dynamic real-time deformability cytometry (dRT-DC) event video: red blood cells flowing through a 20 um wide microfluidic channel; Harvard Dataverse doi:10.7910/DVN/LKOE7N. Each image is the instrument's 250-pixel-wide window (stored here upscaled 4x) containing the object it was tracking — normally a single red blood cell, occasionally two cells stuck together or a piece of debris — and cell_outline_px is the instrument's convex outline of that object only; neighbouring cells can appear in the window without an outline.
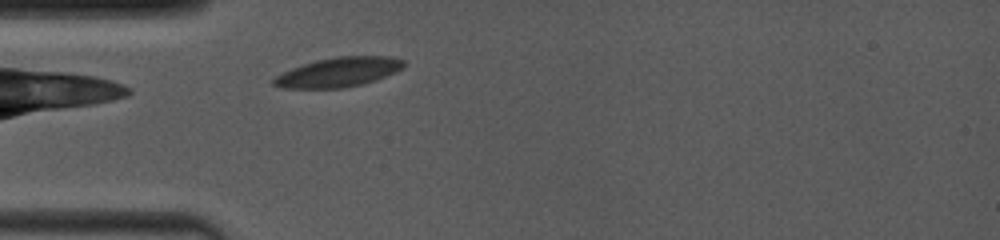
{"species": "common noctule bat (a hibernating species)", "species_latin": "Nyctalus noctula", "temperature_condition": "room temperature", "stored_images_in_passage": 14, "camera_frame_rate_fps": 4000, "um_per_image_px": 0.085, "animal": {"sex": "female", "body_mass_g": 19.0, "forearm_length_mm": 53.3}, "frame": {"image": 1, "passage_image": 2, "time_ms": 0.5, "image_size_px": [1000, 240], "cell_outline_px": [[404, 68], [396, 72], [376, 80], [344, 88], [284, 88], [272, 84], [272, 80], [276, 76], [292, 68], [316, 60], [336, 56], [388, 56], [404, 60]], "centroid_in_image_um": [28.8, 6.13], "position_along_channel_um": 56.2, "area_um2": 22.25}}
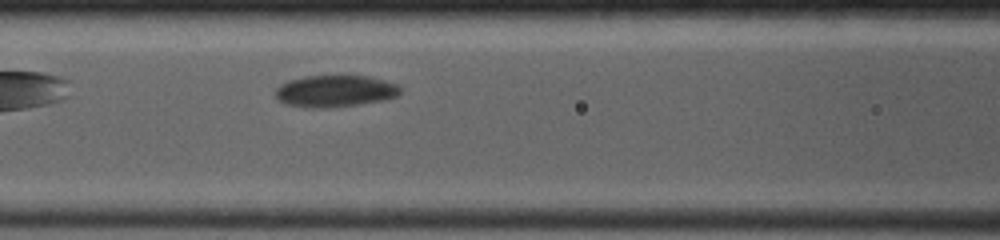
{"frame": {"image": 2, "passage_image": 7, "time_ms": 2.75, "image_size_px": [1000, 240], "cell_outline_px": [[400, 92], [396, 96], [384, 100], [360, 104], [332, 108], [308, 108], [288, 104], [280, 100], [276, 96], [276, 88], [280, 84], [288, 80], [304, 76], [368, 76], [400, 84]], "centroid_in_image_um": [28.5, 7.74], "position_along_channel_um": 138.1, "area_um2": 23.24}}
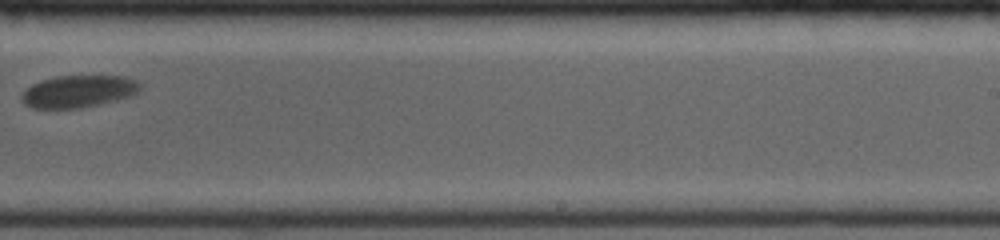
{"frame": {"image": 3, "passage_image": 14, "time_ms": 6.5, "image_size_px": [1000, 240], "cell_outline_px": [[140, 92], [132, 96], [100, 104], [80, 108], [32, 108], [24, 104], [20, 100], [20, 96], [32, 84], [40, 80], [56, 76], [124, 76], [136, 80], [140, 84]], "centroid_in_image_um": [6.67, 7.77], "position_along_channel_um": 282.3, "area_um2": 22.37}}